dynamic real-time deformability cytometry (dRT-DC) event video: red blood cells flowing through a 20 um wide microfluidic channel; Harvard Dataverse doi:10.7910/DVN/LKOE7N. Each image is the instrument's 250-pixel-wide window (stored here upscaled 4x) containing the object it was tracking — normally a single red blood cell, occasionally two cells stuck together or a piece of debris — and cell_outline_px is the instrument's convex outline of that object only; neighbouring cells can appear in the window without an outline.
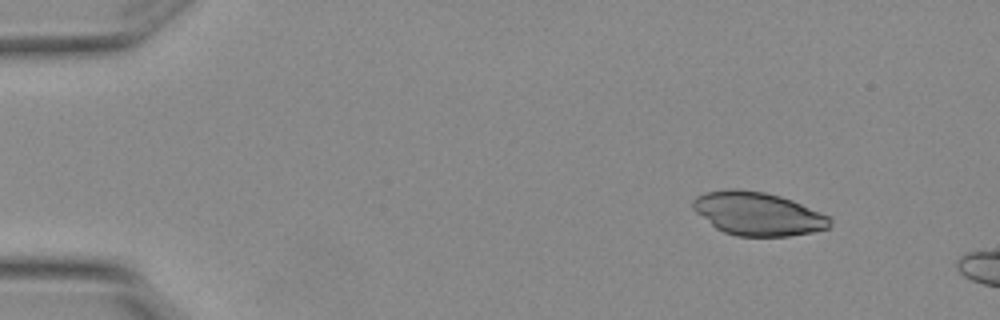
{"species": "Egyptian fruit bat (a non-hibernating species)", "species_latin": "Rousettus aegyptiacus", "temperature_condition": "warm", "stored_images_in_passage": 3, "camera_frame_rate_fps": 3000, "um_per_image_px": 0.085, "animal": {"sex": "female"}, "frame": {"image": 1, "passage_image": 1, "time_ms": 0.0, "image_size_px": [1000, 320], "cell_outline_px": [[832, 220], [828, 228], [812, 232], [788, 236], [736, 236], [724, 232], [716, 228], [696, 212], [692, 208], [692, 200], [696, 196], [704, 192], [728, 188], [740, 188], [764, 192], [780, 196], [792, 200], [832, 216]], "centroid_in_image_um": [64.41, 18.15], "position_along_channel_um": 20.6, "area_um2": 34.91}}